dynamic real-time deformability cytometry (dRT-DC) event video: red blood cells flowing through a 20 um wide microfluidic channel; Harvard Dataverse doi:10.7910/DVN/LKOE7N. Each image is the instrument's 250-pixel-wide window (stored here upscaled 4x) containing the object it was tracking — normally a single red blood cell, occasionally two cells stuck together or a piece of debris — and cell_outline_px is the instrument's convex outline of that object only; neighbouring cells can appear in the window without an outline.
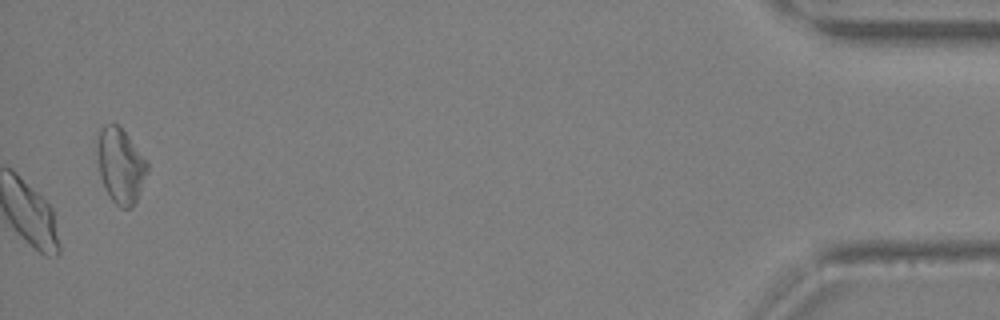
{"species": "Egyptian fruit bat (a non-hibernating species)", "species_latin": "Rousettus aegyptiacus", "temperature_condition": "warm", "stored_images_in_passage": 36, "camera_frame_rate_fps": 3000, "um_per_image_px": 0.085, "animal": {"sex": "female"}, "frame": {"image": 1, "passage_image": 36, "time_ms": 11.667, "image_size_px": [1000, 320], "cell_outline_px": [[148, 172], [136, 200], [132, 208], [120, 208], [112, 200], [104, 188], [100, 176], [96, 152], [96, 144], [100, 128], [104, 124], [116, 124], [128, 136], [148, 160]], "centroid_in_image_um": [10.23, 14.07], "position_along_channel_um": 425.0, "area_um2": 22.08}}